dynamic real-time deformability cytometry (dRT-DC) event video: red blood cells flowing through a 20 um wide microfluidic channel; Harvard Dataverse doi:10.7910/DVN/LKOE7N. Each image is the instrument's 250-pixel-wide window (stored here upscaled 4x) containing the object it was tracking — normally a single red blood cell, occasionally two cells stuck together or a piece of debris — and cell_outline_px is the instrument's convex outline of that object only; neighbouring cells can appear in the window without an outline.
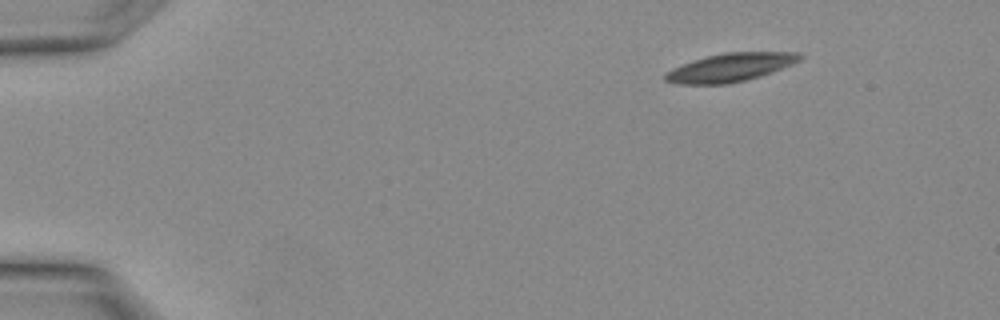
{"species": "Egyptian fruit bat (a non-hibernating species)", "species_latin": "Rousettus aegyptiacus", "temperature_condition": "warm", "stored_images_in_passage": 9, "camera_frame_rate_fps": 3000, "um_per_image_px": 0.085, "animal": {"sex": "female"}, "frame": {"image": 1, "passage_image": 1, "time_ms": 0.0, "image_size_px": [1000, 320], "cell_outline_px": [[804, 56], [800, 60], [792, 64], [772, 72], [760, 76], [728, 84], [680, 84], [664, 80], [664, 72], [672, 68], [692, 60], [724, 52], [800, 52]], "centroid_in_image_um": [62.07, 5.72], "position_along_channel_um": 22.9, "area_um2": 22.25}}
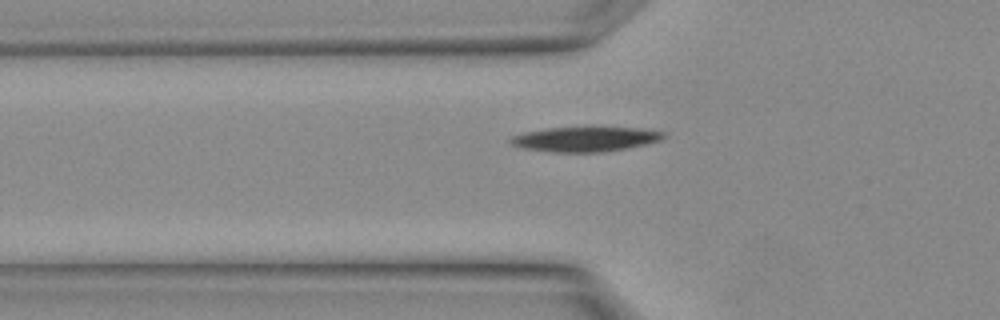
{"frame": {"image": 2, "passage_image": 8, "time_ms": 2.333, "image_size_px": [1000, 320], "cell_outline_px": [[664, 136], [660, 140], [628, 148], [600, 152], [552, 152], [520, 148], [508, 144], [508, 140], [512, 136], [524, 132], [548, 128], [640, 128], [664, 132]], "centroid_in_image_um": [49.65, 11.84], "position_along_channel_um": 76.1, "area_um2": 21.91}}